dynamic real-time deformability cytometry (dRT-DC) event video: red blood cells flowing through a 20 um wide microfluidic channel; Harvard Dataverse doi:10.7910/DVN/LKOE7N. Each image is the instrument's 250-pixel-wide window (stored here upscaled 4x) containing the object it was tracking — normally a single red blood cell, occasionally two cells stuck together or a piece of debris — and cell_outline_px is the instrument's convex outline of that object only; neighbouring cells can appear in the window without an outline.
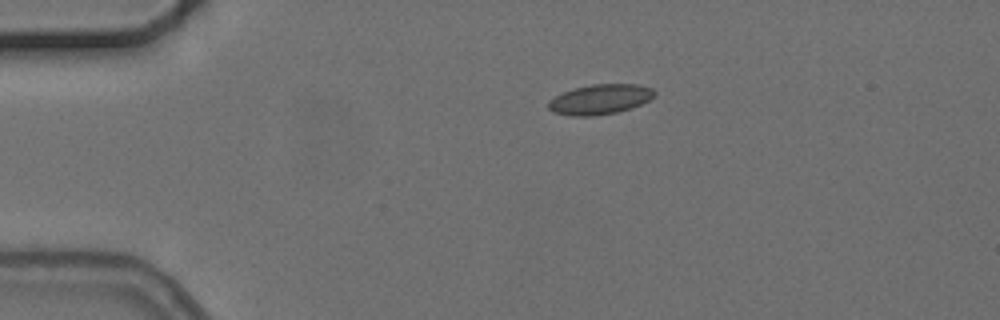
{"species": "common noctule bat (a hibernating species)", "species_latin": "Nyctalus noctula", "temperature_condition": "cold", "stored_images_in_passage": 3, "camera_frame_rate_fps": 3000, "um_per_image_px": 0.085, "animal": {"sex": "female", "body_mass_g": 24.6, "forearm_length_mm": 56.2}, "frame": {"image": 1, "passage_image": 1, "time_ms": 0.0, "image_size_px": [1000, 320], "cell_outline_px": [[656, 96], [632, 108], [616, 112], [592, 116], [568, 116], [552, 112], [548, 108], [548, 100], [564, 92], [576, 88], [592, 84], [640, 84], [652, 88], [656, 92]], "centroid_in_image_um": [51.01, 8.45], "position_along_channel_um": 34.0, "area_um2": 18.61}}
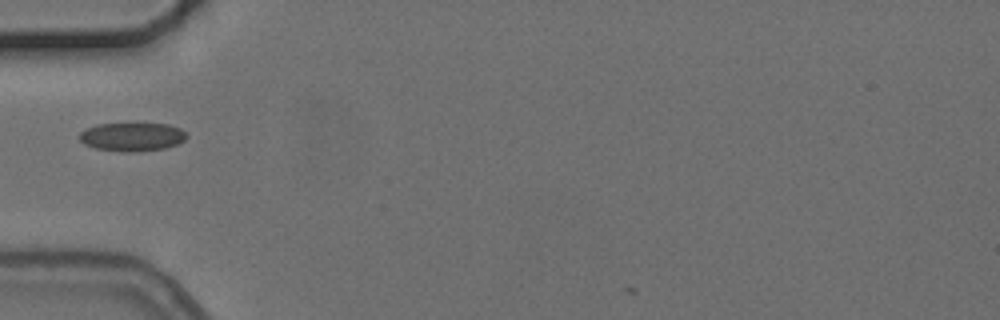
{"frame": {"image": 2, "passage_image": 3, "time_ms": 2.333, "image_size_px": [1000, 320], "cell_outline_px": [[188, 136], [184, 140], [176, 144], [164, 148], [136, 152], [120, 152], [96, 148], [84, 144], [80, 140], [80, 132], [96, 124], [136, 120], [168, 124], [180, 128]], "centroid_in_image_um": [11.23, 11.57], "position_along_channel_um": 73.8, "area_um2": 18.73}}